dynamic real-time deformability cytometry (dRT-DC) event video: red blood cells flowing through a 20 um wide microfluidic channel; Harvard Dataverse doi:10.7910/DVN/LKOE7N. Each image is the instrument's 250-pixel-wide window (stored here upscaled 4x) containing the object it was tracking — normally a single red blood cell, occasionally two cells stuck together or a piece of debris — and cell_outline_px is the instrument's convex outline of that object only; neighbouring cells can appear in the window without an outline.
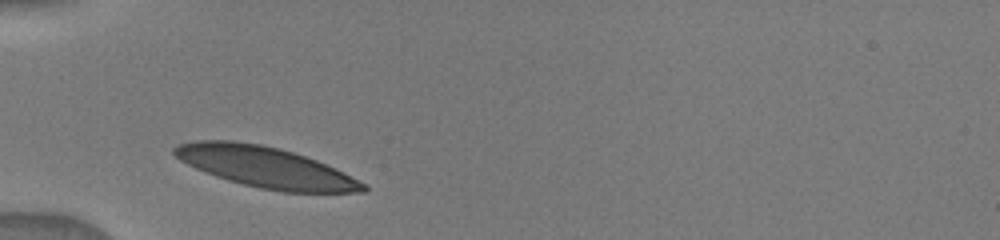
{"species": "human", "species_latin": "Homo sapiens", "temperature_condition": "warm", "stored_images_in_passage": 2, "camera_frame_rate_fps": 3000, "um_per_image_px": 0.085, "donor": {"sex": "male"}, "frame": {"image": 1, "passage_image": 1, "time_ms": 0.0, "image_size_px": [1000, 240], "cell_outline_px": [[368, 188], [364, 192], [284, 192], [260, 188], [228, 180], [204, 172], [180, 160], [172, 152], [172, 148], [180, 144], [196, 140], [232, 140], [260, 144], [280, 148], [316, 160], [336, 168], [368, 184]], "centroid_in_image_um": [22.59, 14.2], "position_along_channel_um": 62.4, "area_um2": 44.74}}